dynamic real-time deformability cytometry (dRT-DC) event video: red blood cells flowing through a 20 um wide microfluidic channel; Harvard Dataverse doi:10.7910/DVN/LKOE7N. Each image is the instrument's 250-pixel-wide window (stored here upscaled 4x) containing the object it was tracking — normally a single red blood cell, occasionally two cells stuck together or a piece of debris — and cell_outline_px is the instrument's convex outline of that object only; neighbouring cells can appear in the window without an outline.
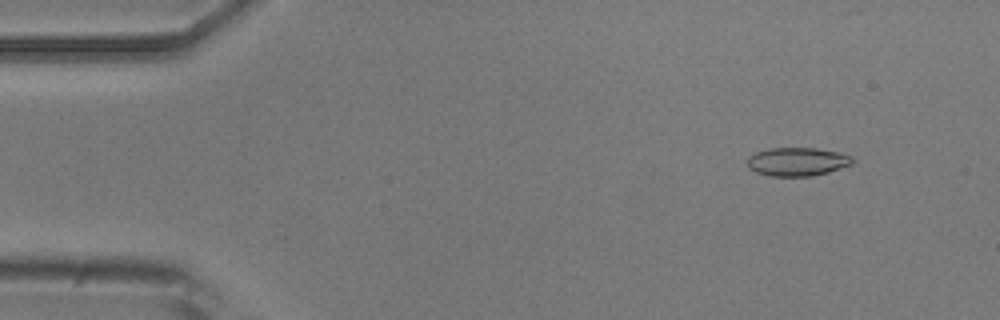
{"species": "common noctule bat (a hibernating species)", "species_latin": "Nyctalus noctula", "temperature_condition": "room temperature", "stored_images_in_passage": 6, "camera_frame_rate_fps": 3000, "um_per_image_px": 0.085, "animal": {"sex": "male", "body_mass_g": 20.5, "forearm_length_mm": 52.5}, "frame": {"image": 1, "passage_image": 2, "time_ms": 1.0, "image_size_px": [1000, 320], "cell_outline_px": [[856, 160], [852, 164], [828, 172], [812, 176], [768, 176], [756, 172], [748, 168], [748, 156], [756, 152], [768, 148], [816, 148], [840, 152], [852, 156]], "centroid_in_image_um": [67.78, 13.74], "position_along_channel_um": 17.2, "area_um2": 17.63}}
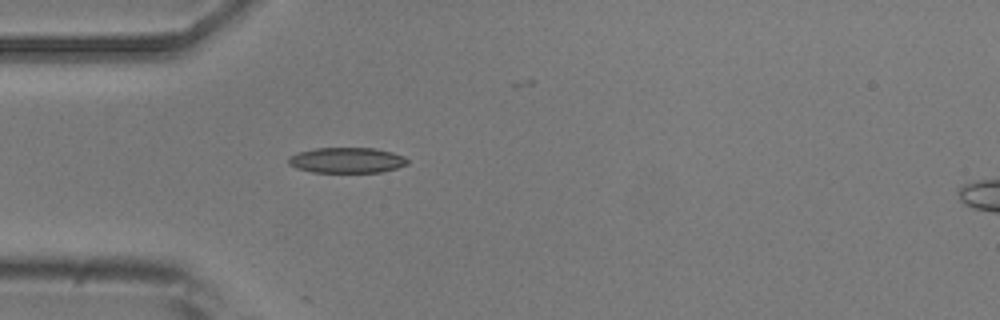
{"frame": {"image": 2, "passage_image": 4, "time_ms": 4.333, "image_size_px": [1000, 320], "cell_outline_px": [[408, 164], [396, 168], [380, 172], [312, 172], [296, 168], [288, 164], [288, 156], [300, 152], [316, 148], [376, 148], [392, 152], [404, 156], [408, 160]], "centroid_in_image_um": [29.48, 13.62], "position_along_channel_um": 55.5, "area_um2": 17.69}}